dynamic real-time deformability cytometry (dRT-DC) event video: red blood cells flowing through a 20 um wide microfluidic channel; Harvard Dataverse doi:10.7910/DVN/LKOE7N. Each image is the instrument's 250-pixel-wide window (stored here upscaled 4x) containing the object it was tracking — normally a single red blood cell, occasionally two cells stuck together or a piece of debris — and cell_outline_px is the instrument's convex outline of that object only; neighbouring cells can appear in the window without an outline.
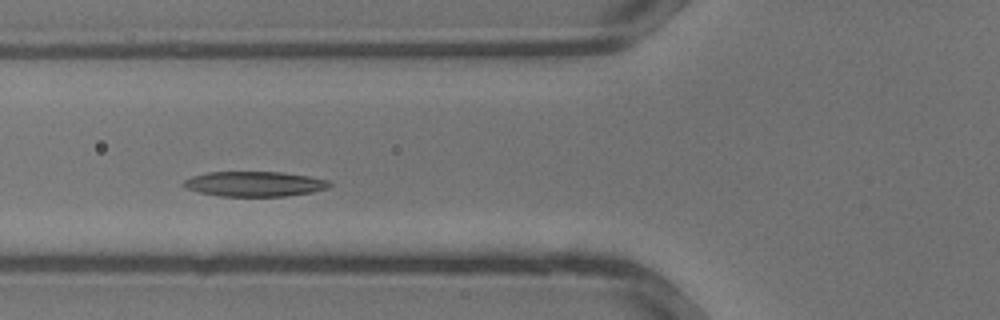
{"species": "common noctule bat (a hibernating species)", "species_latin": "Nyctalus noctula", "temperature_condition": "warm", "stored_images_in_passage": 25, "camera_frame_rate_fps": 3000, "um_per_image_px": 0.085, "animal": {"sex": "male", "body_mass_g": 13.3}, "frame": {"image": 1, "passage_image": 3, "time_ms": 0.667, "image_size_px": [1000, 320], "cell_outline_px": [[332, 184], [328, 188], [312, 192], [284, 196], [220, 196], [200, 192], [184, 188], [180, 184], [184, 180], [192, 176], [208, 172], [284, 172], [308, 176], [328, 180]], "centroid_in_image_um": [21.61, 15.63], "position_along_channel_um": 104.2, "area_um2": 21.33}}
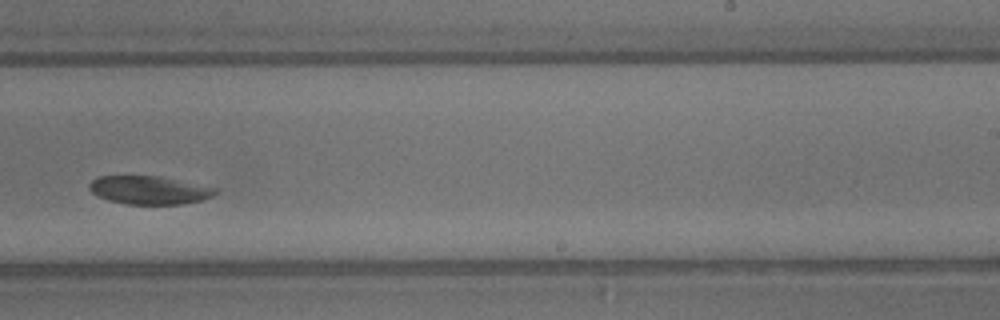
{"frame": {"image": 2, "passage_image": 12, "time_ms": 3.667, "image_size_px": [1000, 320], "cell_outline_px": [[220, 192], [204, 200], [184, 204], [124, 204], [108, 200], [96, 196], [88, 188], [88, 184], [92, 180], [100, 176], [160, 176], [220, 188]], "centroid_in_image_um": [12.73, 16.16], "position_along_channel_um": 276.3, "area_um2": 21.15}}
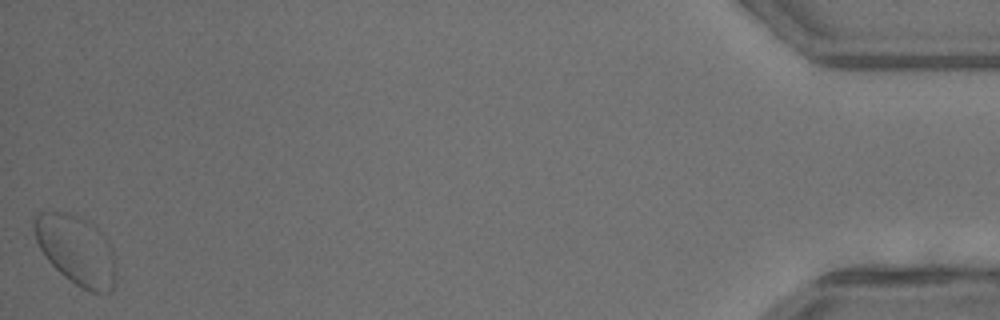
{"frame": {"image": 3, "passage_image": 25, "time_ms": 8.0, "image_size_px": [1000, 320], "cell_outline_px": [[116, 272], [112, 288], [108, 292], [88, 292], [64, 276], [48, 260], [40, 248], [36, 240], [32, 228], [32, 220], [36, 212], [68, 212], [96, 224], [108, 240], [112, 248]], "centroid_in_image_um": [6.48, 21.21], "position_along_channel_um": 428.7, "area_um2": 33.35}}